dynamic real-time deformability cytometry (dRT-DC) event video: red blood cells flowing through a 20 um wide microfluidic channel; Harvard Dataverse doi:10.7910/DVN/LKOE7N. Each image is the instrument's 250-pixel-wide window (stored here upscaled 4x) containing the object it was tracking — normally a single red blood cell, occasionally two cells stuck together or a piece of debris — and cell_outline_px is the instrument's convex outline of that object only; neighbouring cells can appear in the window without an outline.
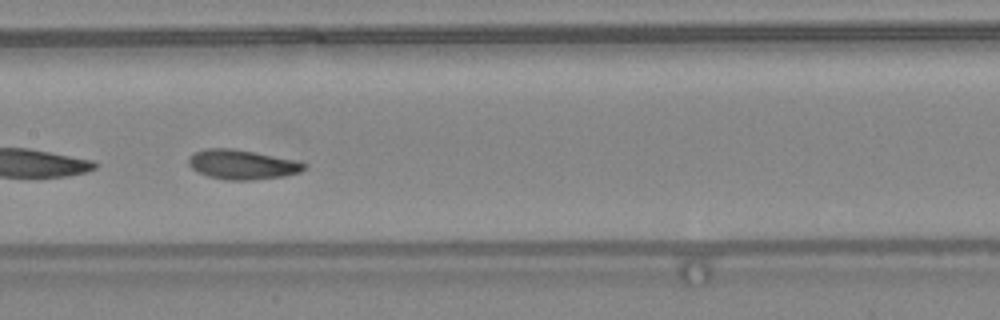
{"species": "common noctule bat (a hibernating species)", "species_latin": "Nyctalus noctula", "temperature_condition": "warm", "stored_images_in_passage": 33, "camera_frame_rate_fps": 3000, "um_per_image_px": 0.085, "animal": {"sex": "female", "body_mass_g": 24.6, "forearm_length_mm": 56.2}, "frame": {"image": 1, "passage_image": 10, "time_ms": 3.0, "image_size_px": [1000, 320], "cell_outline_px": [[308, 164], [300, 172], [284, 176], [252, 180], [228, 180], [208, 176], [192, 168], [188, 164], [188, 156], [204, 148], [232, 148], [292, 160]], "centroid_in_image_um": [20.54, 13.99], "position_along_channel_um": 186.9, "area_um2": 19.59}, "authors_computed_cell_mechanics": {"area_um2": 19.4208, "velocity_mm_per_s": 4.3773, "shape_relaxation_time_tau1_ms": 2.4403, "shape_relaxation_time_tau2_ms": 2.7418, "deformation_change_tau1": 0.1115, "deformation_change_tau2": 0.1068}}